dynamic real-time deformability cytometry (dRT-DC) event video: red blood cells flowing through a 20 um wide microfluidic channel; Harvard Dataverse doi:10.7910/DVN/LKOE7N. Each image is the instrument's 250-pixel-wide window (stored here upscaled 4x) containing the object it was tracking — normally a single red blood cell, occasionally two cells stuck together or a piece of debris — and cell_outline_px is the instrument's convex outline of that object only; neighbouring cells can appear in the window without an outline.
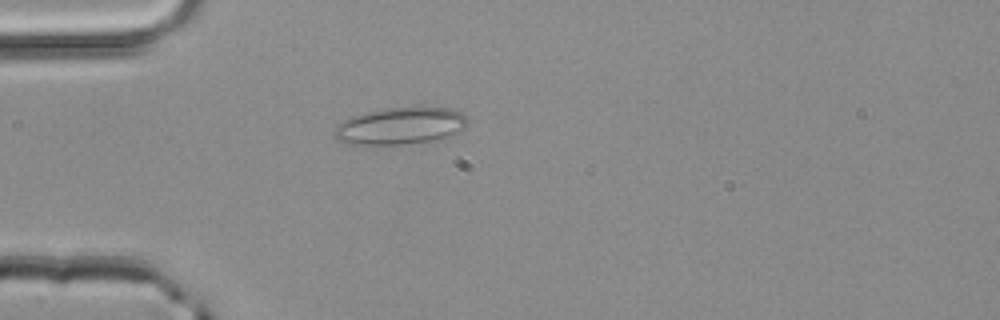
{"species": "common noctule bat (a hibernating species)", "species_latin": "Nyctalus noctula", "temperature_condition": "room temperature", "stored_images_in_passage": 3, "camera_frame_rate_fps": 3000, "um_per_image_px": 0.085, "animal": {"sex": "male", "body_mass_g": 20.4}, "frame": {"image": 1, "passage_image": 3, "time_ms": 0.667, "image_size_px": [1000, 320], "cell_outline_px": [[468, 120], [464, 128], [452, 136], [440, 140], [408, 144], [348, 144], [332, 136], [332, 132], [344, 120], [352, 116], [364, 112], [388, 108], [420, 104], [452, 108], [460, 112]], "centroid_in_image_um": [34.1, 10.67], "position_along_channel_um": 50.9, "area_um2": 29.65}}